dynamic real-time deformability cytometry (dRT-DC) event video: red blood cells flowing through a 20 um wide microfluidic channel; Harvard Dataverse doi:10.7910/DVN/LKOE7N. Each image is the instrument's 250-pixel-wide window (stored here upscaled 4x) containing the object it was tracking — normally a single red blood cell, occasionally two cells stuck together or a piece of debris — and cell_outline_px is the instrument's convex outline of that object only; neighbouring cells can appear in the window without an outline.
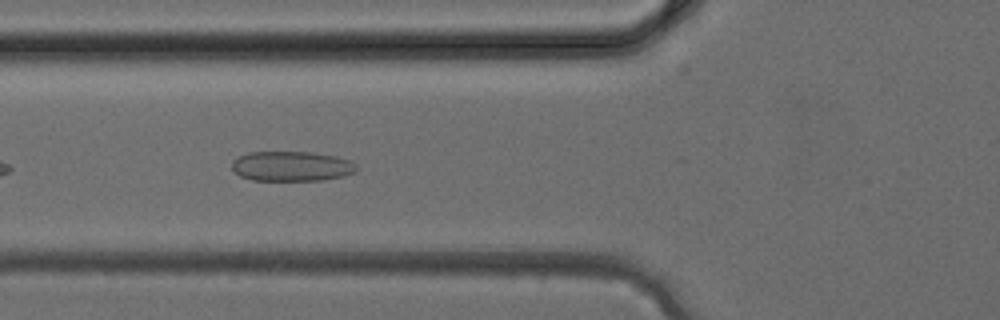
{"species": "common noctule bat (a hibernating species)", "species_latin": "Nyctalus noctula", "temperature_condition": "cold", "stored_images_in_passage": 20, "camera_frame_rate_fps": 3000, "um_per_image_px": 0.085, "animal": {"sex": "female", "body_mass_g": 24.6, "forearm_length_mm": 56.2}, "frame": {"image": 1, "passage_image": 14, "time_ms": 4.333, "image_size_px": [1000, 320], "cell_outline_px": [[356, 172], [344, 176], [320, 180], [252, 180], [240, 176], [232, 168], [232, 160], [248, 152], [312, 152], [336, 156], [352, 160], [356, 164]], "centroid_in_image_um": [24.81, 14.12], "position_along_channel_um": 101.0, "area_um2": 21.79}}
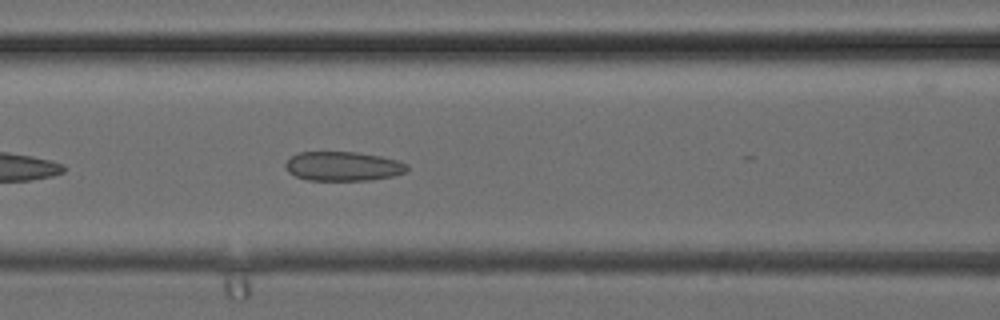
{"frame": {"image": 2, "passage_image": 16, "time_ms": 5.0, "image_size_px": [1000, 320], "cell_outline_px": [[408, 168], [404, 172], [392, 176], [372, 180], [308, 180], [296, 176], [288, 172], [284, 164], [292, 156], [300, 152], [356, 152], [380, 156], [400, 160], [408, 164]], "centroid_in_image_um": [29.18, 14.13], "position_along_channel_um": 137.4, "area_um2": 20.75}}
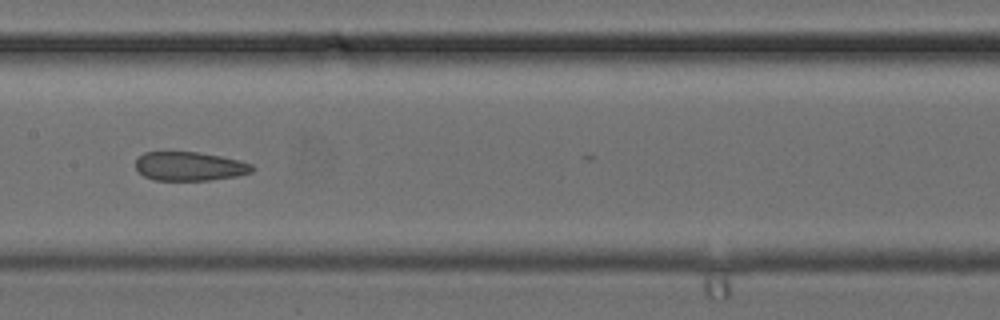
{"frame": {"image": 3, "passage_image": 19, "time_ms": 6.0, "image_size_px": [1000, 320], "cell_outline_px": [[256, 168], [252, 172], [236, 176], [208, 180], [156, 180], [144, 176], [136, 168], [136, 160], [144, 152], [196, 152], [220, 156], [252, 164]], "centroid_in_image_um": [16.12, 14.14], "position_along_channel_um": 191.3, "area_um2": 19.42}}